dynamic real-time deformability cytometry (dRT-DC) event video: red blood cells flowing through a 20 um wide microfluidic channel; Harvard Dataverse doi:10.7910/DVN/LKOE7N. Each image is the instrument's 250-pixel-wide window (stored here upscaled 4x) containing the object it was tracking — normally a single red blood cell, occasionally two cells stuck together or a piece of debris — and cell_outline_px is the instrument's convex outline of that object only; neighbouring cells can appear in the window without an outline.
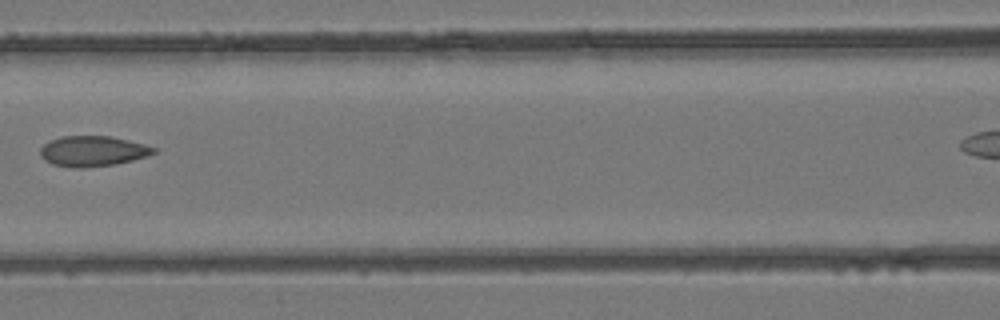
{"species": "common noctule bat (a hibernating species)", "species_latin": "Nyctalus noctula", "temperature_condition": "room temperature", "stored_images_in_passage": 5, "segment_of_instrument_passage": [1, 2], "camera_frame_rate_fps": 3000, "um_per_image_px": 0.085, "animal": {"sex": "female", "body_mass_g": 24.6, "forearm_length_mm": 56.2}, "frame": {"image": 1, "passage_image": 4, "time_ms": 1.0, "image_size_px": [1000, 320], "cell_outline_px": [[156, 152], [148, 156], [132, 160], [112, 164], [84, 168], [72, 168], [52, 164], [44, 160], [40, 156], [40, 148], [48, 140], [60, 136], [108, 136], [128, 140], [144, 144], [156, 148]], "centroid_in_image_um": [7.83, 12.84], "position_along_channel_um": 158.8, "area_um2": 20.17}}